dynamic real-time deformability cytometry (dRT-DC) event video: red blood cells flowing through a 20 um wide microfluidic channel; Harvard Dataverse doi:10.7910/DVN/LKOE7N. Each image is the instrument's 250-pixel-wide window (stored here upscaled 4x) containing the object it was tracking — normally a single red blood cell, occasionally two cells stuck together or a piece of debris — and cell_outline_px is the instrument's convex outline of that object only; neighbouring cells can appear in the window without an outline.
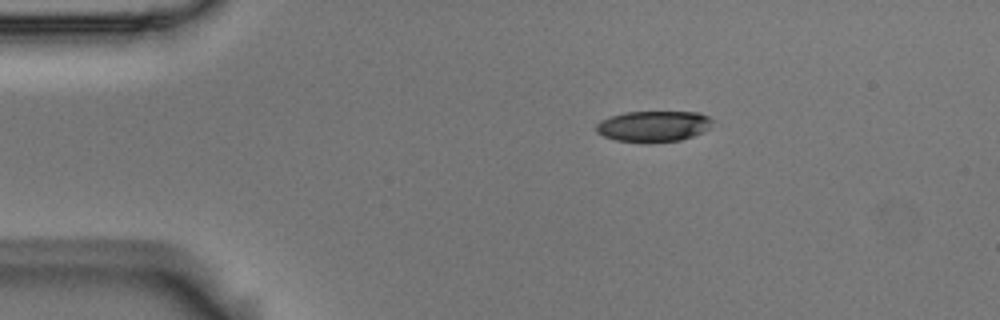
{"species": "Egyptian fruit bat (a non-hibernating species)", "species_latin": "Rousettus aegyptiacus", "temperature_condition": "room temperature", "stored_images_in_passage": 2, "camera_frame_rate_fps": 3000, "um_per_image_px": 0.085, "animal": {"sex": "male"}, "frame": {"image": 1, "passage_image": 1, "time_ms": 0.0, "image_size_px": [1000, 320], "cell_outline_px": [[712, 120], [708, 128], [704, 132], [680, 140], [616, 140], [604, 136], [596, 132], [596, 124], [600, 120], [624, 112], [700, 112], [708, 116]], "centroid_in_image_um": [55.54, 10.69], "position_along_channel_um": 29.5, "area_um2": 20.23}}